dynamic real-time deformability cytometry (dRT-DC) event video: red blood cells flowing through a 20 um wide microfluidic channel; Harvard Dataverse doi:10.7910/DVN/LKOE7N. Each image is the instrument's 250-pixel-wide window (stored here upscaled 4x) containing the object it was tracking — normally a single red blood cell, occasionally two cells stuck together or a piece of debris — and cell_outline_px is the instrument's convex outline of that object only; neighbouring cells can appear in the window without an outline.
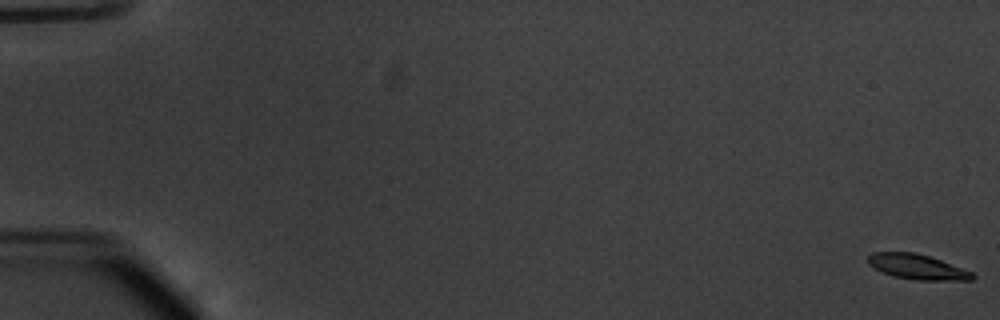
{"species": "common noctule bat (a hibernating species)", "species_latin": "Nyctalus noctula", "temperature_condition": "warm", "stored_images_in_passage": 56, "camera_frame_rate_fps": 3000, "um_per_image_px": 0.085, "animal": {"sex": "male", "body_mass_g": 20.1, "forearm_length_mm": 53.5}, "frame": {"image": 1, "passage_image": 1, "time_ms": 0.0, "image_size_px": [1000, 320], "cell_outline_px": [[976, 276], [972, 280], [916, 280], [892, 276], [868, 264], [868, 256], [872, 252], [912, 252], [928, 256], [940, 260], [972, 272]], "centroid_in_image_um": [77.96, 22.68], "position_along_channel_um": 7.0, "area_um2": 15.03}}
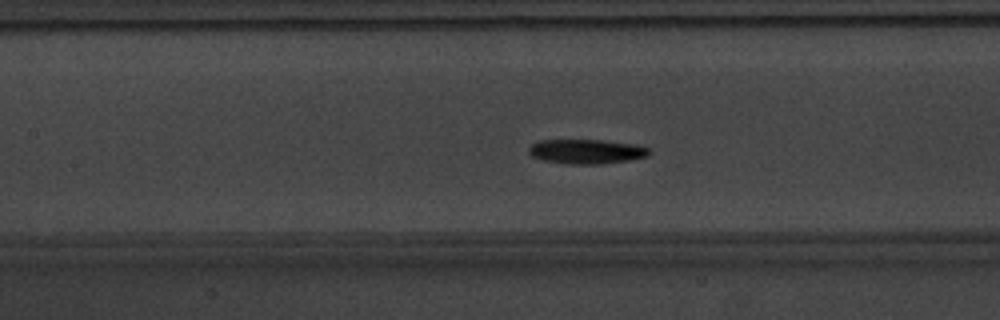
{"frame": {"image": 2, "passage_image": 27, "time_ms": 8.667, "image_size_px": [1000, 320], "cell_outline_px": [[652, 152], [648, 156], [628, 160], [600, 164], [568, 164], [544, 160], [532, 156], [528, 152], [528, 148], [536, 140], [600, 140], [640, 144], [652, 148]], "centroid_in_image_um": [49.9, 12.86], "position_along_channel_um": 157.5, "area_um2": 17.46}}
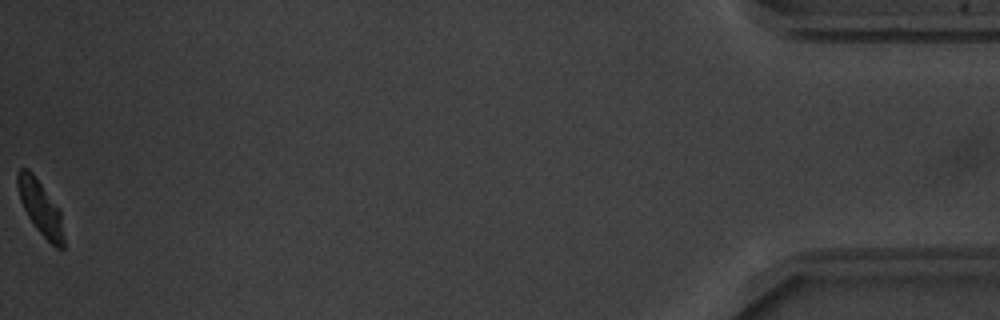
{"frame": {"image": 3, "passage_image": 56, "time_ms": 18.333, "image_size_px": [1000, 320], "cell_outline_px": [[64, 248], [56, 248], [32, 224], [20, 200], [16, 184], [16, 172], [20, 168], [28, 168], [32, 172], [60, 208], [64, 240]], "centroid_in_image_um": [3.42, 17.61], "position_along_channel_um": 431.8, "area_um2": 14.74}, "authors_computed_cell_mechanics": {"area_um2": 16.3863, "velocity_mm_per_s": 3.7643, "shape_relaxation_time_tau1_ms": 2.6171, "shape_relaxation_time_tau2_ms": 9.0311, "deformation_change_tau1": 0.1489, "deformation_change_tau2": 0.1684}}